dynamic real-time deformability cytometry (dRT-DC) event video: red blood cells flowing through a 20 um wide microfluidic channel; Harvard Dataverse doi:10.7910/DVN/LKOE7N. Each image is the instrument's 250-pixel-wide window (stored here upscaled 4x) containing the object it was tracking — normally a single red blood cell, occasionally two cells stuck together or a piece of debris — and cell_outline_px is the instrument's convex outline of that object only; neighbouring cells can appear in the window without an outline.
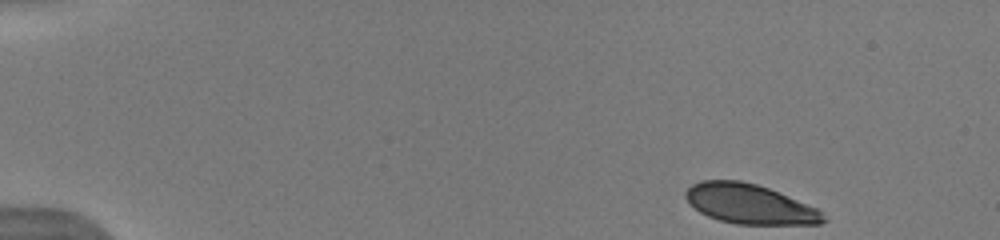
{"species": "human", "species_latin": "Homo sapiens", "temperature_condition": "warm", "stored_images_in_passage": 18, "camera_frame_rate_fps": 3000, "um_per_image_px": 0.085, "donor": {"sex": "male"}, "frame": {"image": 1, "passage_image": 1, "time_ms": 0.0, "image_size_px": [1000, 240], "cell_outline_px": [[828, 220], [820, 224], [736, 224], [720, 220], [708, 216], [700, 212], [684, 196], [684, 192], [692, 184], [700, 180], [740, 180], [756, 184], [768, 188], [816, 208]], "centroid_in_image_um": [63.69, 17.34], "position_along_channel_um": 21.3, "area_um2": 31.5}}
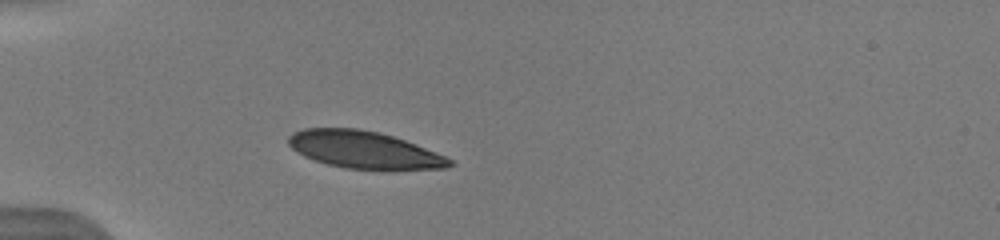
{"frame": {"image": 2, "passage_image": 8, "time_ms": 3.333, "image_size_px": [1000, 240], "cell_outline_px": [[456, 164], [444, 168], [388, 172], [344, 168], [328, 164], [304, 156], [296, 152], [288, 144], [288, 136], [292, 132], [304, 128], [356, 128], [376, 132], [392, 136], [404, 140], [436, 152], [452, 160]], "centroid_in_image_um": [30.98, 12.78], "position_along_channel_um": 54.0, "area_um2": 35.66}}